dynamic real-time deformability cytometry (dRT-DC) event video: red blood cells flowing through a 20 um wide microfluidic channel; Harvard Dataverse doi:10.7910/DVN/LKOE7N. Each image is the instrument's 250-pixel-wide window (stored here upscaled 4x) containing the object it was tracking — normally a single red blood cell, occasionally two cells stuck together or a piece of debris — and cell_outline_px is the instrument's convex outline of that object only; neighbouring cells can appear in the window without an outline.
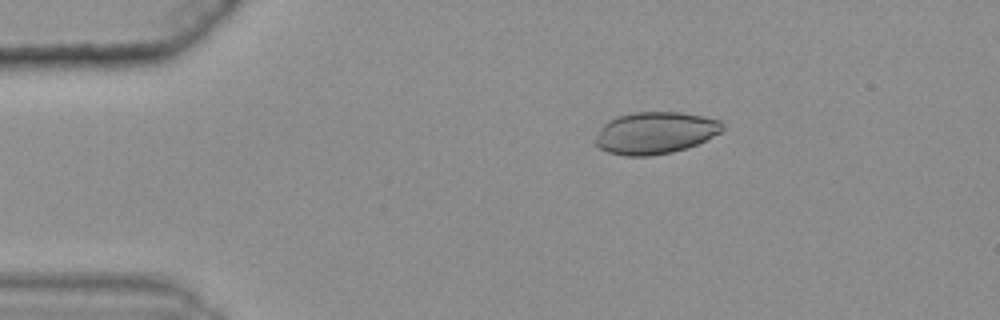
{"species": "common noctule bat (a hibernating species)", "species_latin": "Nyctalus noctula", "temperature_condition": "warm", "stored_images_in_passage": 49, "camera_frame_rate_fps": 3000, "um_per_image_px": 0.085, "animal": {"sex": "female", "body_mass_g": 25.1}, "frame": {"image": 1, "passage_image": 10, "time_ms": 3.0, "image_size_px": [1000, 320], "cell_outline_px": [[724, 128], [720, 132], [688, 148], [672, 152], [648, 156], [624, 156], [608, 152], [600, 148], [596, 144], [596, 136], [600, 128], [608, 120], [616, 116], [636, 112], [680, 112], [704, 116], [720, 120], [724, 124]], "centroid_in_image_um": [55.69, 11.29], "position_along_channel_um": 29.3, "area_um2": 31.1}}
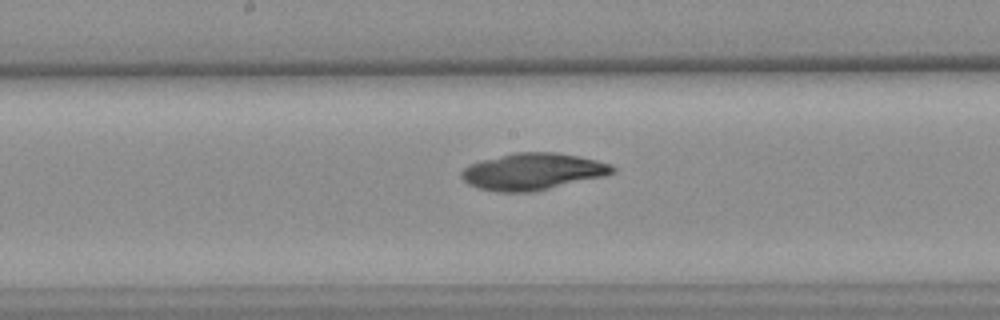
{"frame": {"image": 2, "passage_image": 29, "time_ms": 9.333, "image_size_px": [1000, 320], "cell_outline_px": [[616, 172], [604, 176], [532, 192], [496, 192], [480, 188], [468, 184], [460, 176], [460, 172], [468, 164], [480, 160], [516, 152], [556, 152], [580, 156], [612, 164], [616, 168]], "centroid_in_image_um": [45.28, 14.57], "position_along_channel_um": 202.9, "area_um2": 32.48}}
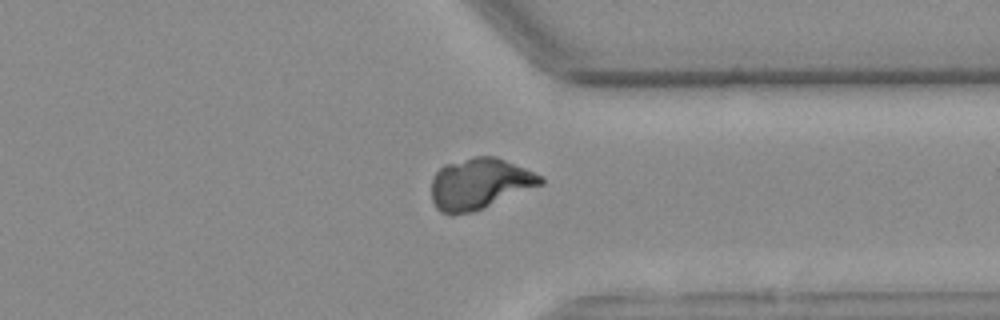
{"frame": {"image": 3, "passage_image": 43, "time_ms": 14.0, "image_size_px": [1000, 320], "cell_outline_px": [[544, 184], [472, 212], [452, 216], [440, 212], [436, 208], [432, 200], [432, 180], [436, 172], [444, 164], [472, 156], [496, 156], [524, 168], [540, 176], [544, 180]], "centroid_in_image_um": [40.72, 15.62], "position_along_channel_um": 370.7, "area_um2": 32.43}}